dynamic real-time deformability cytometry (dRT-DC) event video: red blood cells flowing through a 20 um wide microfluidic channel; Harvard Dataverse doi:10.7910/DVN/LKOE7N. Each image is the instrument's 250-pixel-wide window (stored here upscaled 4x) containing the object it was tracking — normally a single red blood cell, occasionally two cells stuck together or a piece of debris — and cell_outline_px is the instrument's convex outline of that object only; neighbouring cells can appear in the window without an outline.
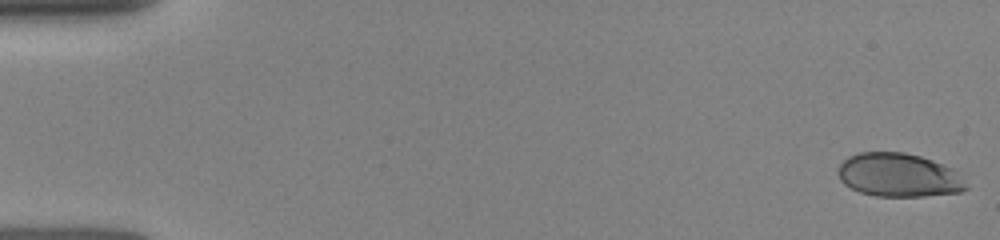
{"species": "human", "species_latin": "Homo sapiens", "temperature_condition": "room temperature", "stored_images_in_passage": 15, "camera_frame_rate_fps": 3000, "um_per_image_px": 0.085, "donor": {"sex": "female"}, "frame": {"image": 1, "passage_image": 1, "time_ms": 0.0, "image_size_px": [1000, 240], "cell_outline_px": [[968, 188], [960, 192], [924, 196], [876, 196], [860, 192], [844, 184], [840, 180], [836, 172], [836, 168], [848, 156], [860, 152], [904, 152], [920, 156], [932, 160], [952, 168], [956, 172]], "centroid_in_image_um": [76.34, 14.88], "position_along_channel_um": 8.7, "area_um2": 32.48}}
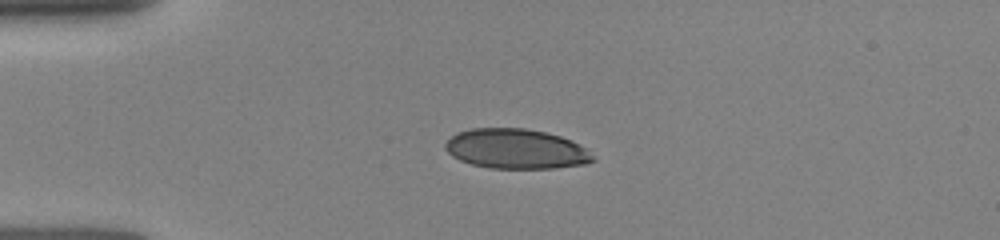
{"frame": {"image": 2, "passage_image": 11, "time_ms": 3.667, "image_size_px": [1000, 240], "cell_outline_px": [[596, 160], [584, 164], [556, 168], [488, 168], [472, 164], [460, 160], [452, 156], [444, 148], [444, 144], [456, 132], [472, 128], [524, 128], [544, 132], [560, 136], [588, 148]], "centroid_in_image_um": [43.86, 12.66], "position_along_channel_um": 41.1, "area_um2": 34.33}}
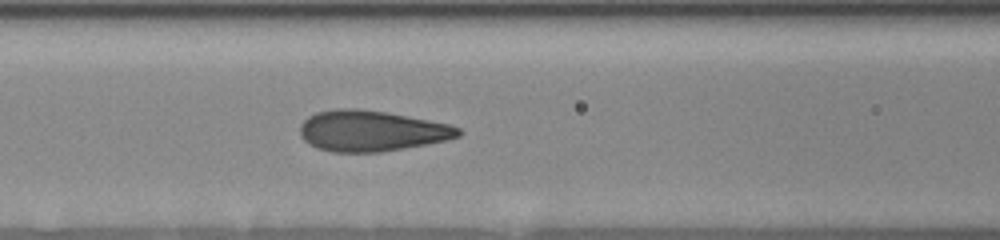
{"frame": {"image": 3, "passage_image": 15, "time_ms": 6.667, "image_size_px": [1000, 240], "cell_outline_px": [[464, 132], [460, 136], [444, 140], [404, 148], [380, 152], [332, 152], [316, 148], [308, 144], [300, 136], [300, 124], [308, 116], [316, 112], [336, 108], [356, 108], [388, 112], [448, 124], [460, 128]], "centroid_in_image_um": [31.52, 11.12], "position_along_channel_um": 135.1, "area_um2": 37.74}}